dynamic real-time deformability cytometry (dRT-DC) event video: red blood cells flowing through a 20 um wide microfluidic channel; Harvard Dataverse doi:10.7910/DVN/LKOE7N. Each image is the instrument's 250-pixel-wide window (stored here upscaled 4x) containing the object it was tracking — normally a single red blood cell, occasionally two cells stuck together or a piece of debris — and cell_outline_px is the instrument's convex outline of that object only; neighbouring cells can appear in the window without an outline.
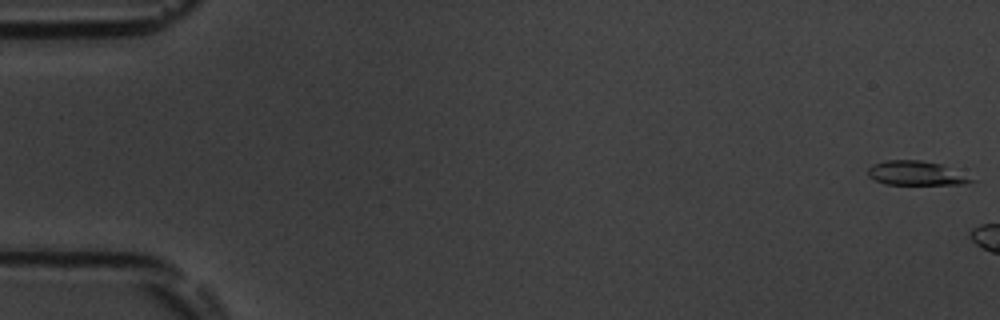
{"species": "common noctule bat (a hibernating species)", "species_latin": "Nyctalus noctula", "temperature_condition": "room temperature", "stored_images_in_passage": 6, "camera_frame_rate_fps": 3000, "um_per_image_px": 0.085, "animal": {"sex": "male", "body_mass_g": 19.5, "forearm_length_mm": 54.6}, "frame": {"image": 1, "passage_image": 1, "time_ms": 0.0, "image_size_px": [1000, 320], "cell_outline_px": [[976, 180], [968, 184], [884, 184], [868, 176], [868, 168], [872, 164], [888, 160], [920, 160], [944, 164]], "centroid_in_image_um": [77.88, 14.71], "position_along_channel_um": 7.1, "area_um2": 14.62}}